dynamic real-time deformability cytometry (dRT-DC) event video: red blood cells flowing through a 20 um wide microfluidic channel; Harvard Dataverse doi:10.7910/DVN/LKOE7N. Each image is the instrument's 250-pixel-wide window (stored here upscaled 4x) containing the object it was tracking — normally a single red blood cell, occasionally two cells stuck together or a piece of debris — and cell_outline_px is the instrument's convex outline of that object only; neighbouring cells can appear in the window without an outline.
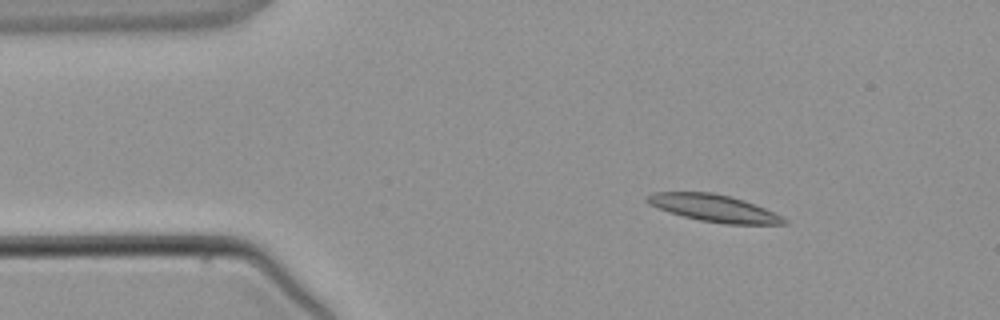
{"species": "common noctule bat (a hibernating species)", "species_latin": "Nyctalus noctula", "temperature_condition": "warm", "stored_images_in_passage": 3, "segment_of_instrument_passage": [1, 2], "camera_frame_rate_fps": 3000, "um_per_image_px": 0.085, "animal": {"sex": "male", "body_mass_g": 21.5, "forearm_length_mm": 52.0}, "frame": {"image": 1, "passage_image": 1, "time_ms": 0.0, "image_size_px": [1000, 320], "cell_outline_px": [[788, 224], [724, 224], [700, 220], [684, 216], [648, 204], [644, 200], [644, 196], [652, 192], [712, 192], [744, 200], [756, 204], [788, 220]], "centroid_in_image_um": [60.66, 17.68], "position_along_channel_um": 24.3, "area_um2": 21.44}}